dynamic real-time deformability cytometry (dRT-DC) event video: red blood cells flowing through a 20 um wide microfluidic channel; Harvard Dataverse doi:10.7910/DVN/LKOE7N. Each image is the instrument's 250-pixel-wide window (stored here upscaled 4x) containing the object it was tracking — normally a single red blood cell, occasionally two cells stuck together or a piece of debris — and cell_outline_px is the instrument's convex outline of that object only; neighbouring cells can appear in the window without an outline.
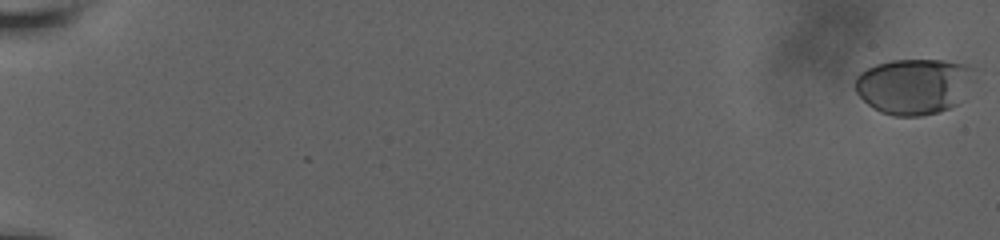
{"species": "human", "species_latin": "Homo sapiens", "temperature_condition": "room temperature", "stored_images_in_passage": 59, "camera_frame_rate_fps": 3000, "um_per_image_px": 0.085, "donor": {"sex": "male"}, "frame": {"image": 1, "passage_image": 1, "time_ms": 0.0, "image_size_px": [1000, 240], "cell_outline_px": [[976, 80], [956, 104], [948, 108], [936, 112], [920, 116], [892, 116], [880, 112], [868, 104], [856, 92], [856, 76], [860, 72], [876, 64], [892, 60], [944, 60], [968, 64], [976, 68]], "centroid_in_image_um": [77.74, 7.31], "position_along_channel_um": 7.3, "area_um2": 39.07}}
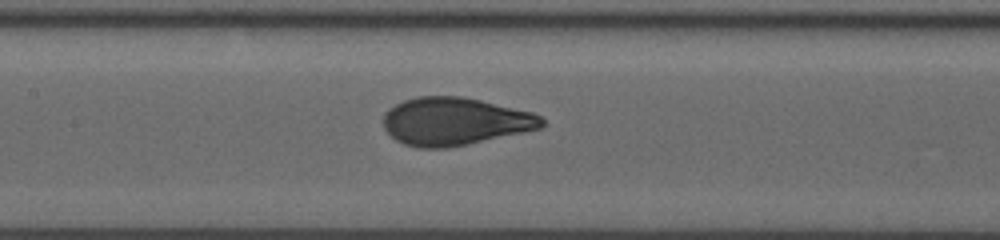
{"frame": {"image": 2, "passage_image": 32, "time_ms": 10.333, "image_size_px": [1000, 240], "cell_outline_px": [[544, 124], [540, 128], [448, 148], [416, 148], [404, 144], [396, 140], [384, 128], [384, 112], [388, 108], [404, 100], [416, 96], [464, 96], [532, 112], [540, 116], [544, 120]], "centroid_in_image_um": [38.62, 10.31], "position_along_channel_um": 168.8, "area_um2": 43.99}}
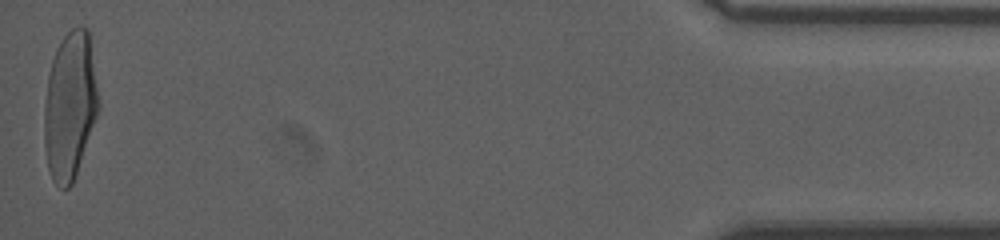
{"frame": {"image": 3, "passage_image": 59, "time_ms": 19.333, "image_size_px": [1000, 240], "cell_outline_px": [[100, 108], [72, 184], [68, 188], [60, 188], [52, 180], [48, 168], [44, 144], [44, 104], [48, 76], [52, 60], [56, 48], [60, 40], [72, 28], [80, 24], [88, 28], [100, 104]], "centroid_in_image_um": [5.94, 8.96], "position_along_channel_um": 429.3, "area_um2": 46.88}, "authors_computed_cell_mechanics": {"area_um2": 43.2344, "velocity_mm_per_s": 3.8024, "shape_relaxation_time_tau1_ms": 4.749, "shape_relaxation_time_tau2_ms": null, "deformation_change_tau1": 0.2182, "deformation_change_tau2": null}}